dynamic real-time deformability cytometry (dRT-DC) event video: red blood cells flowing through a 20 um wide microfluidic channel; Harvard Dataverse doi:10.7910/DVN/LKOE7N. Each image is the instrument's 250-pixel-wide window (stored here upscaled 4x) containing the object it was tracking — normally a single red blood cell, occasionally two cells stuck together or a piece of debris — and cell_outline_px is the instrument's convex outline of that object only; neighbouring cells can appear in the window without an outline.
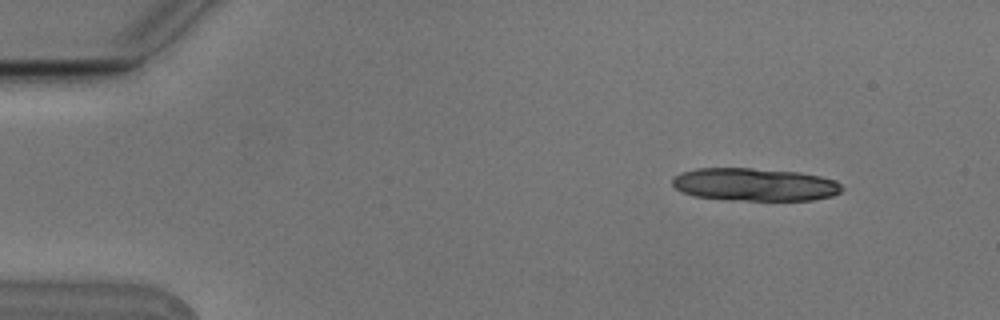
{"species": "Egyptian fruit bat (a non-hibernating species)", "species_latin": "Rousettus aegyptiacus", "temperature_condition": "cold", "stored_images_in_passage": 4, "camera_frame_rate_fps": 3000, "um_per_image_px": 0.085, "animal": {"sex": "male"}, "frame": {"image": 1, "passage_image": 1, "time_ms": 0.0, "image_size_px": [1000, 320], "cell_outline_px": [[844, 188], [840, 192], [832, 196], [812, 200], [748, 200], [692, 196], [680, 192], [672, 184], [672, 180], [680, 172], [696, 168], [752, 168], [800, 172], [820, 176], [836, 180]], "centroid_in_image_um": [64.16, 15.67], "position_along_channel_um": 20.8, "area_um2": 32.48}}